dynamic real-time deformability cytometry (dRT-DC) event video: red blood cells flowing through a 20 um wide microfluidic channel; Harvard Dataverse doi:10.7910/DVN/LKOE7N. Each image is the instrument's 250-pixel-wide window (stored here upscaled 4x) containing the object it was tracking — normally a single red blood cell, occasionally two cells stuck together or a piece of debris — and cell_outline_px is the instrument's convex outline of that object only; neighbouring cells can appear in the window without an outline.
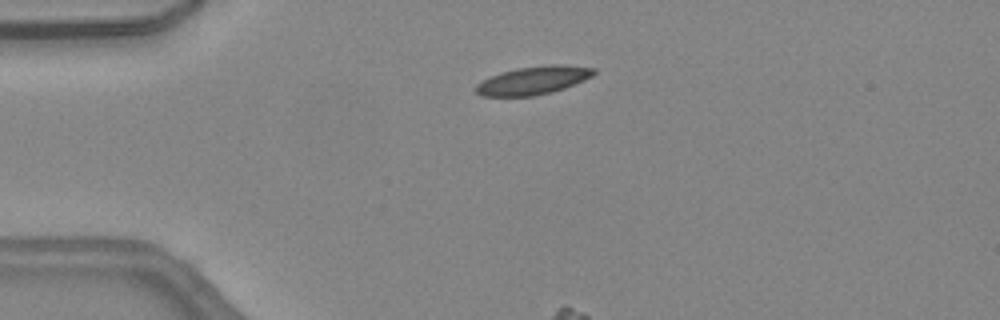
{"species": "common noctule bat (a hibernating species)", "species_latin": "Nyctalus noctula", "temperature_condition": "warm", "stored_images_in_passage": 3, "camera_frame_rate_fps": 3000, "um_per_image_px": 0.085, "animal": {"sex": "female", "body_mass_g": 24.6, "forearm_length_mm": 56.2}, "frame": {"image": 1, "passage_image": 1, "time_ms": 0.0, "image_size_px": [1000, 320], "cell_outline_px": [[596, 72], [592, 76], [584, 80], [564, 88], [552, 92], [532, 96], [480, 96], [476, 92], [476, 84], [500, 72], [516, 68], [548, 64], [560, 64], [596, 68]], "centroid_in_image_um": [45.34, 6.82], "position_along_channel_um": 39.7, "area_um2": 19.36}}